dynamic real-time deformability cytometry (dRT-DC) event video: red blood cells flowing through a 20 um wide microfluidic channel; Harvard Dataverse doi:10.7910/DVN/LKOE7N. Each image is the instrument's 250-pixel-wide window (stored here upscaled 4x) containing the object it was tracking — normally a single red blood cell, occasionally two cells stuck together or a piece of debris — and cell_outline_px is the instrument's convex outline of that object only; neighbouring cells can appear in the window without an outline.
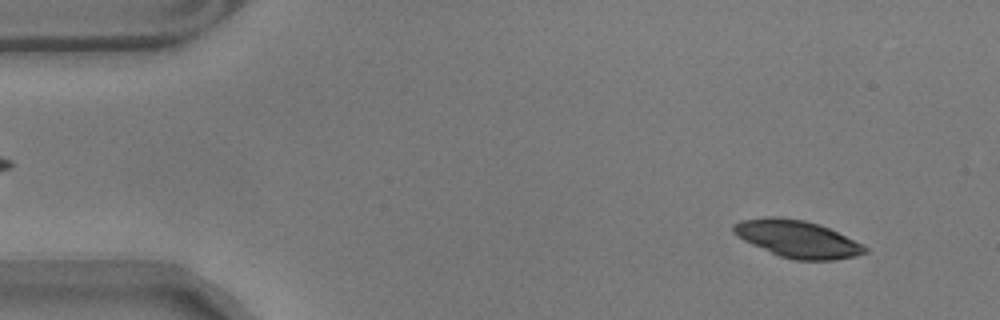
{"species": "common noctule bat (a hibernating species)", "species_latin": "Nyctalus noctula", "temperature_condition": "warm", "stored_images_in_passage": 55, "camera_frame_rate_fps": 3000, "um_per_image_px": 0.085, "animal": {"sex": "male", "body_mass_g": 17.9}, "frame": {"image": 1, "passage_image": 4, "time_ms": 1.0, "image_size_px": [1000, 320], "cell_outline_px": [[868, 252], [856, 256], [832, 260], [796, 260], [780, 256], [752, 244], [736, 236], [732, 232], [732, 224], [740, 220], [764, 216], [780, 216], [804, 220], [820, 224], [868, 248]], "centroid_in_image_um": [67.71, 20.29], "position_along_channel_um": 17.3, "area_um2": 28.38}}